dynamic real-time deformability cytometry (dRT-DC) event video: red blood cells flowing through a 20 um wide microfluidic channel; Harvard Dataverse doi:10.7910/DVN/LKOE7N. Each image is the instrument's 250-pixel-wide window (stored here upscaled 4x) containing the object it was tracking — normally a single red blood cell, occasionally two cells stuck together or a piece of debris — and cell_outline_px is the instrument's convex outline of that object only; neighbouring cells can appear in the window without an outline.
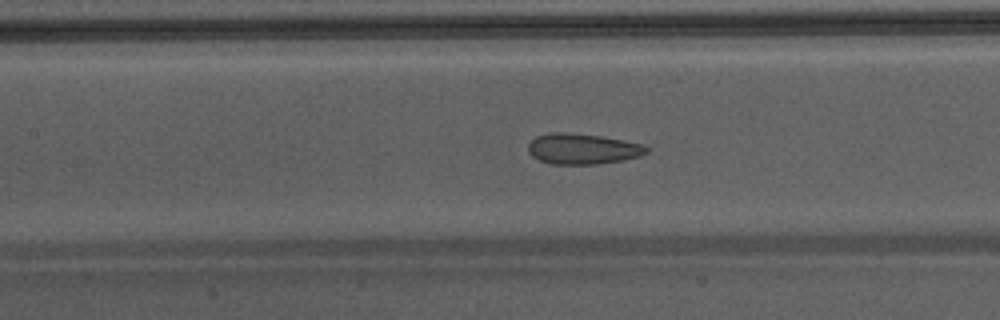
{"species": "Egyptian fruit bat (a non-hibernating species)", "species_latin": "Rousettus aegyptiacus", "temperature_condition": "warm", "stored_images_in_passage": 52, "camera_frame_rate_fps": 3000, "um_per_image_px": 0.085, "animal": {"sex": "male"}, "frame": {"image": 1, "passage_image": 26, "time_ms": 8.333, "image_size_px": [1000, 320], "cell_outline_px": [[648, 152], [640, 156], [620, 160], [596, 164], [552, 164], [540, 160], [532, 156], [528, 152], [528, 144], [536, 136], [552, 132], [564, 132], [600, 136], [640, 144], [648, 148]], "centroid_in_image_um": [49.47, 12.65], "position_along_channel_um": 157.9, "area_um2": 20.81}}
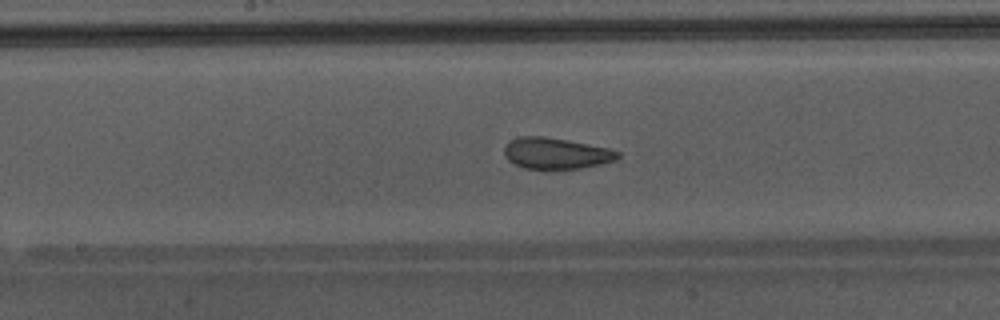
{"frame": {"image": 2, "passage_image": 29, "time_ms": 9.333, "image_size_px": [1000, 320], "cell_outline_px": [[620, 156], [616, 160], [600, 164], [580, 168], [524, 168], [508, 160], [504, 152], [504, 148], [512, 140], [520, 136], [544, 136], [568, 140], [608, 148], [620, 152]], "centroid_in_image_um": [47.29, 13.02], "position_along_channel_um": 200.9, "area_um2": 20.29}}
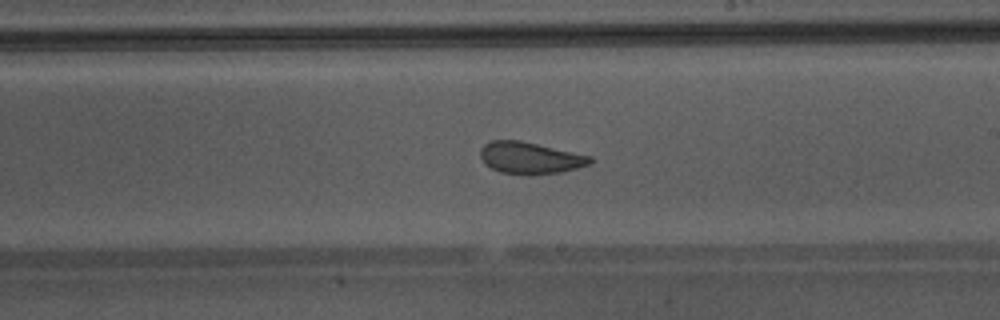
{"frame": {"image": 3, "passage_image": 32, "time_ms": 10.333, "image_size_px": [1000, 320], "cell_outline_px": [[592, 164], [560, 172], [532, 176], [500, 172], [484, 164], [480, 156], [480, 148], [484, 144], [492, 140], [520, 140], [592, 156]], "centroid_in_image_um": [45.05, 13.43], "position_along_channel_um": 244.0, "area_um2": 20.58}, "authors_computed_cell_mechanics": {"area_um2": 22.831, "velocity_mm_per_s": 4.3161, "shape_relaxation_time_tau1_ms": 10.3576, "shape_relaxation_time_tau2_ms": 1.2142, "deformation_change_tau1": 0.1982, "deformation_change_tau2": 0.0819}}